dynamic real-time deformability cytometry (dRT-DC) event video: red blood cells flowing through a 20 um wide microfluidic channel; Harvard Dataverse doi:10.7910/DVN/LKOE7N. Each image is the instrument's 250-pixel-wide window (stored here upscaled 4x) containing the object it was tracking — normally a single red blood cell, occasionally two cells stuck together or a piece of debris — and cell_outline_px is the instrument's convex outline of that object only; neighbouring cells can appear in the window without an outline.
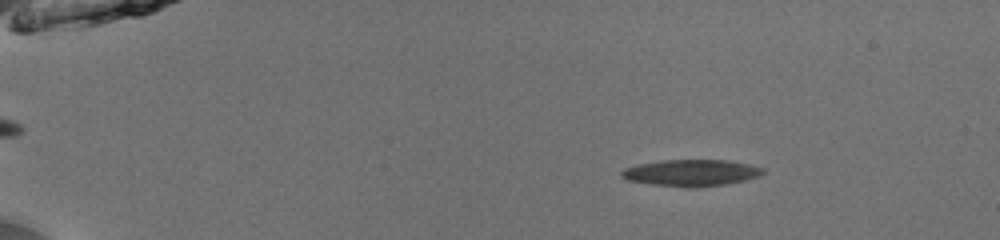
{"species": "common noctule bat (a hibernating species)", "species_latin": "Nyctalus noctula", "temperature_condition": "room temperature", "stored_images_in_passage": 49, "camera_frame_rate_fps": 3000, "um_per_image_px": 0.085, "animal": {"sex": "male", "body_mass_g": 13.0, "forearm_length_mm": 53.1}, "frame": {"image": 1, "passage_image": 5, "time_ms": 1.333, "image_size_px": [1000, 240], "cell_outline_px": [[764, 172], [760, 176], [744, 180], [724, 184], [692, 188], [688, 188], [652, 184], [628, 180], [620, 176], [620, 172], [624, 168], [640, 164], [664, 160], [728, 160], [748, 164], [764, 168]], "centroid_in_image_um": [58.75, 14.69], "position_along_channel_um": 26.2, "area_um2": 21.79}}
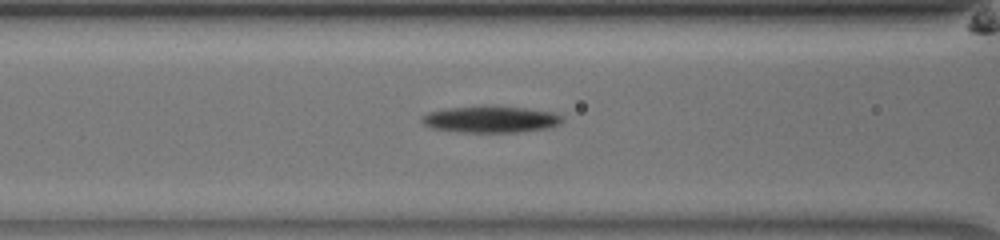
{"frame": {"image": 2, "passage_image": 20, "time_ms": 6.333, "image_size_px": [1000, 240], "cell_outline_px": [[564, 120], [556, 124], [544, 128], [520, 132], [460, 132], [432, 128], [424, 124], [420, 120], [420, 116], [428, 112], [448, 108], [524, 108], [552, 112], [560, 116]], "centroid_in_image_um": [41.64, 10.17], "position_along_channel_um": 125.0, "area_um2": 20.81}}
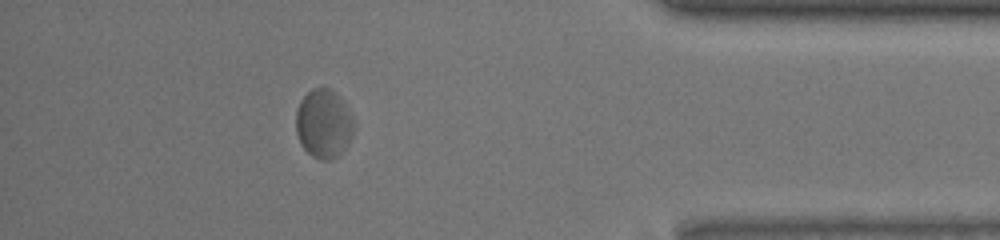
{"frame": {"image": 3, "passage_image": 44, "time_ms": 14.333, "image_size_px": [1000, 240], "cell_outline_px": [[356, 128], [348, 144], [332, 160], [320, 160], [312, 156], [300, 144], [296, 132], [296, 112], [300, 100], [312, 88], [328, 88], [340, 100], [356, 120]], "centroid_in_image_um": [27.52, 10.55], "position_along_channel_um": 407.7, "area_um2": 23.18}, "authors_computed_cell_mechanics": {"area_um2": 21.9062, "velocity_mm_per_s": 3.881, "shape_relaxation_time_tau1_ms": 7.6581, "shape_relaxation_time_tau2_ms": 6.1862, "deformation_change_tau1": 0.1504, "deformation_change_tau2": 0.0765}}